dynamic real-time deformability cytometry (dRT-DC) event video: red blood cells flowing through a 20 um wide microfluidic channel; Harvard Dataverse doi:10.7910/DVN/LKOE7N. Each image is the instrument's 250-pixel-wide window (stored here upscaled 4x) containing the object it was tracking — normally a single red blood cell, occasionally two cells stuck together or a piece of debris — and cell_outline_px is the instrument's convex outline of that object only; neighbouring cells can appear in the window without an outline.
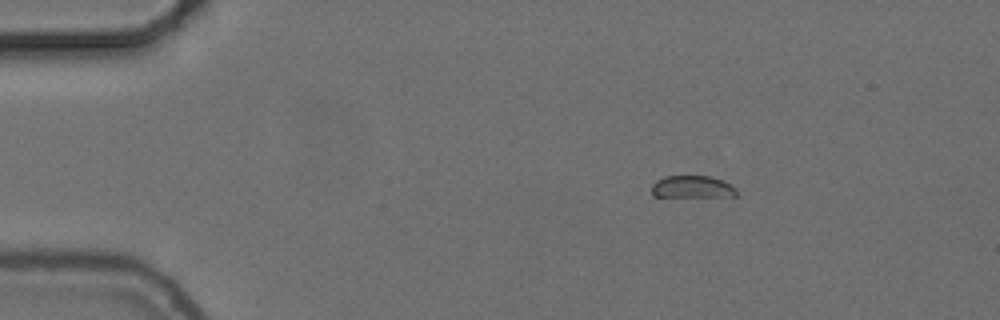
{"species": "common noctule bat (a hibernating species)", "species_latin": "Nyctalus noctula", "temperature_condition": "cold", "stored_images_in_passage": 47, "camera_frame_rate_fps": 3000, "um_per_image_px": 0.085, "animal": {"sex": "female", "body_mass_g": 24.6, "forearm_length_mm": 56.2}, "frame": {"image": 1, "passage_image": 1, "time_ms": 0.0, "image_size_px": [1000, 320], "cell_outline_px": [[736, 196], [652, 196], [652, 184], [656, 180], [664, 176], [712, 176], [724, 180], [736, 188]], "centroid_in_image_um": [58.84, 15.87], "position_along_channel_um": 26.2, "area_um2": 10.98}}
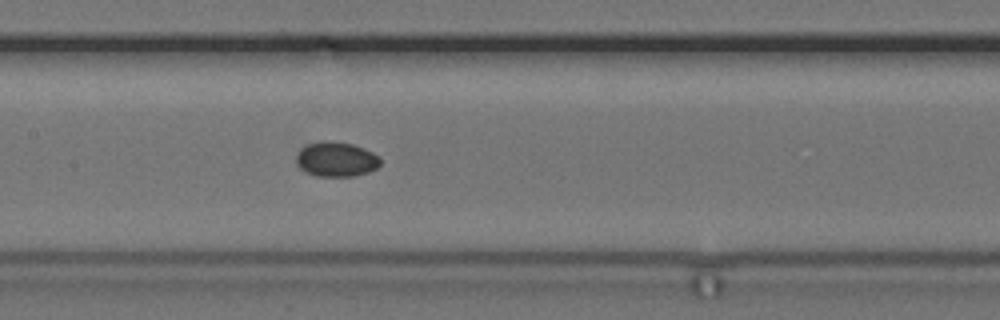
{"frame": {"image": 2, "passage_image": 19, "time_ms": 6.0, "image_size_px": [1000, 320], "cell_outline_px": [[380, 164], [376, 168], [368, 172], [352, 176], [316, 176], [300, 168], [296, 164], [296, 156], [300, 148], [308, 144], [320, 140], [328, 140], [352, 144], [364, 148], [372, 152], [380, 160]], "centroid_in_image_um": [28.54, 13.52], "position_along_channel_um": 178.9, "area_um2": 16.99}}
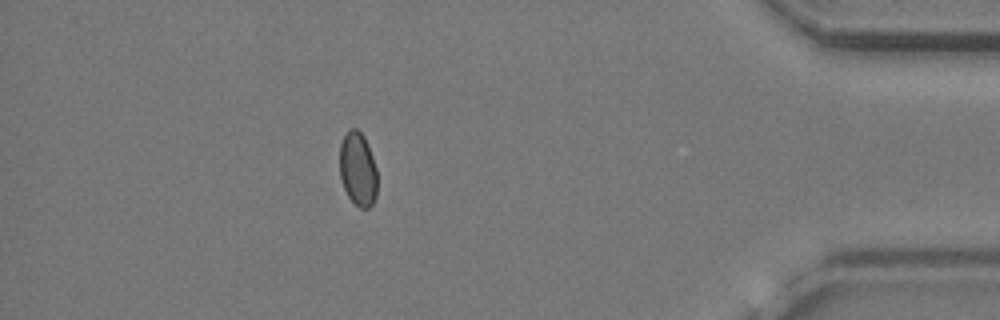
{"frame": {"image": 3, "passage_image": 41, "time_ms": 13.333, "image_size_px": [1000, 320], "cell_outline_px": [[376, 196], [372, 204], [368, 208], [360, 208], [348, 196], [344, 188], [340, 176], [340, 144], [348, 128], [356, 128], [364, 136], [368, 144], [376, 168]], "centroid_in_image_um": [30.41, 14.35], "position_along_channel_um": 404.8, "area_um2": 16.13}, "authors_computed_cell_mechanics": {"area_um2": 16.762, "velocity_mm_per_s": 3.713, "shape_relaxation_time_tau1_ms": 2.7034, "shape_relaxation_time_tau2_ms": 6.9175, "deformation_change_tau1": 0.0237, "deformation_change_tau2": 0.0504}}